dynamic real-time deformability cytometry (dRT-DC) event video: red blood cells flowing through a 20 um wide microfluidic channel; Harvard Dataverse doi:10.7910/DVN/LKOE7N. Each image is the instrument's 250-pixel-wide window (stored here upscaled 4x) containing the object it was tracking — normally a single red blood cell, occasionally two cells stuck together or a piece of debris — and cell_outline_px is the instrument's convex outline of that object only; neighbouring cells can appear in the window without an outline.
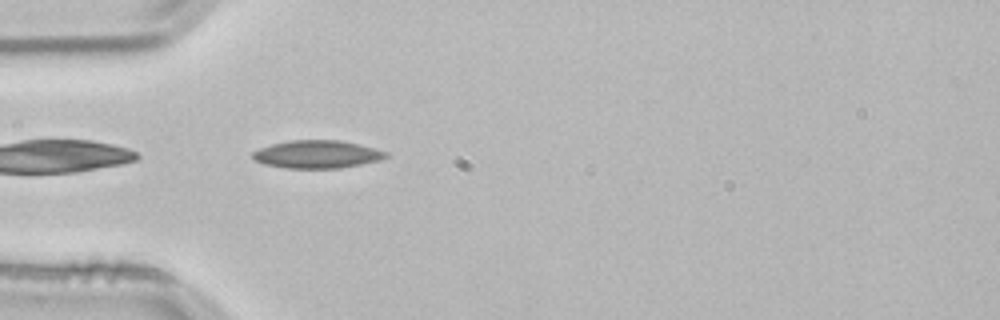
{"species": "common noctule bat (a hibernating species)", "species_latin": "Nyctalus noctula", "temperature_condition": "room temperature", "stored_images_in_passage": 38, "camera_frame_rate_fps": 3000, "um_per_image_px": 0.085, "animal": {"sex": "male", "body_mass_g": 21.5, "forearm_length_mm": 52.0}, "frame": {"image": 1, "passage_image": 1, "time_ms": 0.0, "image_size_px": [1000, 320], "cell_outline_px": [[388, 156], [380, 160], [340, 168], [284, 168], [264, 164], [256, 160], [252, 156], [252, 152], [260, 148], [272, 144], [292, 140], [340, 140], [360, 144], [388, 152]], "centroid_in_image_um": [26.96, 13.11], "position_along_channel_um": 58.0, "area_um2": 21.56}}
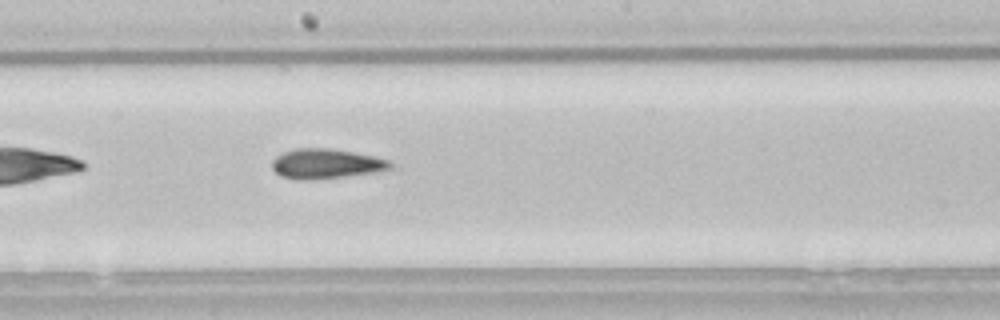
{"frame": {"image": 2, "passage_image": 14, "time_ms": 4.333, "image_size_px": [1000, 320], "cell_outline_px": [[392, 168], [372, 172], [344, 176], [312, 180], [296, 180], [280, 176], [272, 168], [272, 160], [276, 156], [284, 152], [296, 148], [328, 148], [352, 152], [372, 156], [388, 160], [392, 164]], "centroid_in_image_um": [27.64, 13.92], "position_along_channel_um": 220.6, "area_um2": 20.35}}
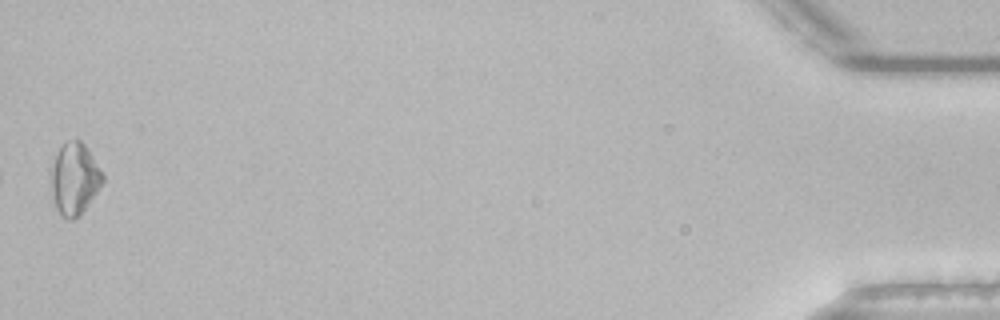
{"frame": {"image": 3, "passage_image": 38, "time_ms": 12.333, "image_size_px": [1000, 320], "cell_outline_px": [[104, 180], [100, 188], [84, 208], [72, 220], [68, 220], [60, 216], [56, 208], [52, 188], [52, 172], [56, 156], [64, 140], [76, 136], [88, 148], [104, 172]], "centroid_in_image_um": [6.37, 15.13], "position_along_channel_um": 428.8, "area_um2": 21.5}, "authors_computed_cell_mechanics": {"area_um2": 19.7965, "velocity_mm_per_s": 3.8243, "shape_relaxation_time_tau1_ms": 5.7099, "shape_relaxation_time_tau2_ms": 4.6586, "deformation_change_tau1": 0.134, "deformation_change_tau2": 0.1332}}